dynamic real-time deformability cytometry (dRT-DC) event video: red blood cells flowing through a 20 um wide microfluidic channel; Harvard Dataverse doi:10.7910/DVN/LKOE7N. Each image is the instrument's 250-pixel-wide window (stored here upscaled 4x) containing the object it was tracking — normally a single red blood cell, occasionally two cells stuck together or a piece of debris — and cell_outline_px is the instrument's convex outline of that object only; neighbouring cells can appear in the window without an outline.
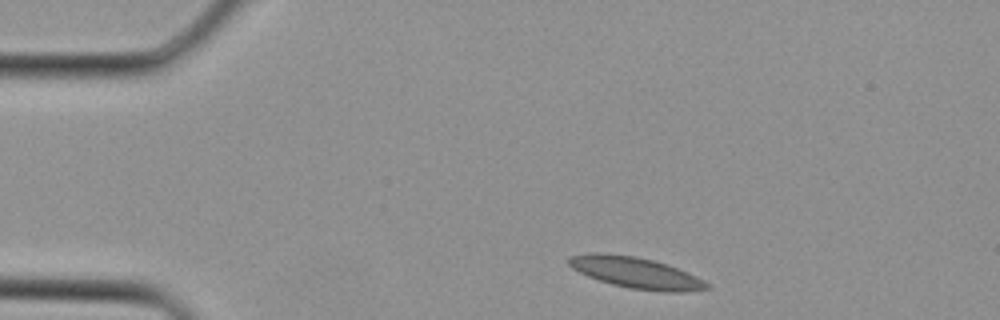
{"species": "Egyptian fruit bat (a non-hibernating species)", "species_latin": "Rousettus aegyptiacus", "temperature_condition": "cold", "stored_images_in_passage": 2, "camera_frame_rate_fps": 3000, "um_per_image_px": 0.085, "animal": {"sex": "female"}, "frame": {"image": 1, "passage_image": 2, "time_ms": 0.333, "image_size_px": [1000, 320], "cell_outline_px": [[712, 288], [684, 292], [664, 292], [628, 288], [612, 284], [588, 276], [572, 268], [568, 264], [568, 256], [588, 252], [600, 252], [636, 256], [668, 264], [688, 272], [704, 280]], "centroid_in_image_um": [54.05, 23.17], "position_along_channel_um": 31.0, "area_um2": 25.26}}